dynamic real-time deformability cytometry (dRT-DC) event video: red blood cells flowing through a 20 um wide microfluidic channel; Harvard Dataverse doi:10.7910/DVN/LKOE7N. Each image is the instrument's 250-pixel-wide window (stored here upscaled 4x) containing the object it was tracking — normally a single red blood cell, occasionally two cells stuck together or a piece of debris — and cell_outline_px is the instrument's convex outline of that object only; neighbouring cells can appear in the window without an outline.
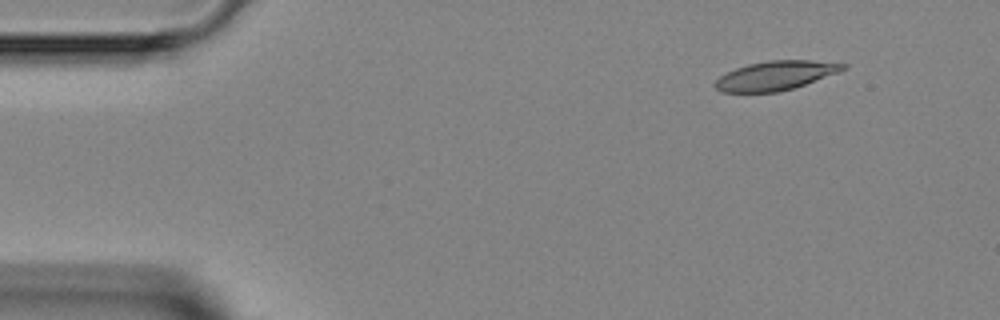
{"species": "Egyptian fruit bat (a non-hibernating species)", "species_latin": "Rousettus aegyptiacus", "temperature_condition": "room temperature", "stored_images_in_passage": 3, "camera_frame_rate_fps": 3000, "um_per_image_px": 0.085, "animal": {"sex": "female"}, "frame": {"image": 1, "passage_image": 1, "time_ms": 0.0, "image_size_px": [1000, 320], "cell_outline_px": [[848, 68], [840, 72], [792, 88], [776, 92], [720, 92], [712, 84], [720, 76], [736, 68], [748, 64], [768, 60], [812, 60], [848, 64]], "centroid_in_image_um": [65.93, 6.41], "position_along_channel_um": 19.1, "area_um2": 21.68}}